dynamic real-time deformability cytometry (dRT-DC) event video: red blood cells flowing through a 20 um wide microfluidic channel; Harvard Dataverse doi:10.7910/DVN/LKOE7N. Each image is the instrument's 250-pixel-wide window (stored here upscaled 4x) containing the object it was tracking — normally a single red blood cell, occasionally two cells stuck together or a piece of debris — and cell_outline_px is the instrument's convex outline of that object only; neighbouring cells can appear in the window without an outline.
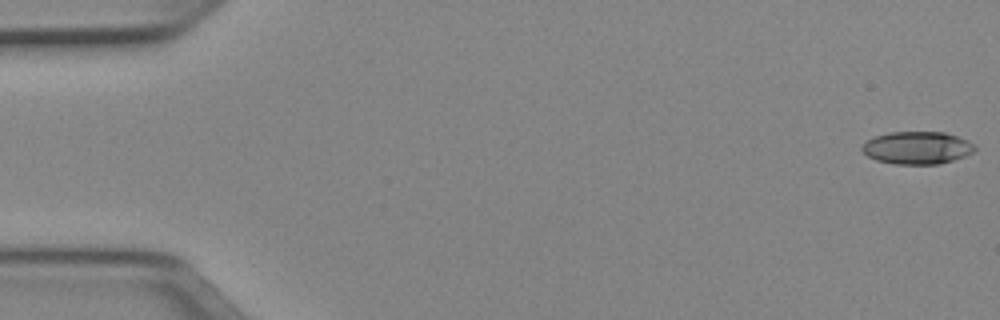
{"species": "Egyptian fruit bat (a non-hibernating species)", "species_latin": "Rousettus aegyptiacus", "temperature_condition": "cold", "stored_images_in_passage": 51, "camera_frame_rate_fps": 3000, "um_per_image_px": 0.085, "animal": {"sex": "female"}, "frame": {"image": 1, "passage_image": 1, "time_ms": 0.0, "image_size_px": [1000, 320], "cell_outline_px": [[976, 148], [972, 152], [964, 156], [940, 164], [896, 164], [876, 160], [868, 156], [860, 148], [868, 140], [876, 136], [888, 132], [944, 132], [968, 140]], "centroid_in_image_um": [77.95, 12.56], "position_along_channel_um": 7.1, "area_um2": 21.21}}
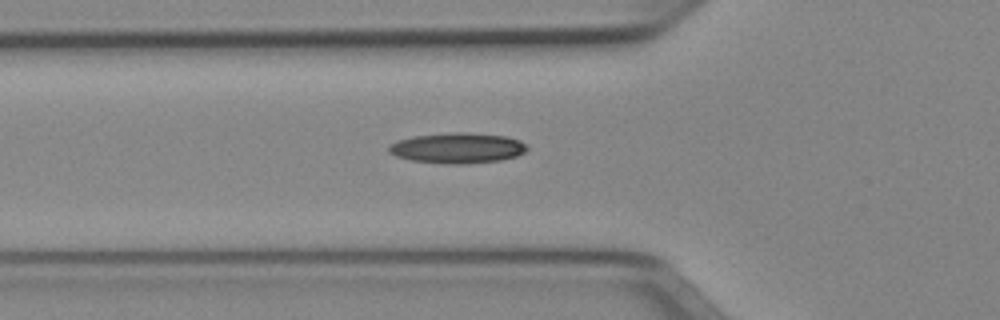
{"frame": {"image": 2, "passage_image": 18, "time_ms": 5.667, "image_size_px": [1000, 320], "cell_outline_px": [[528, 148], [524, 152], [516, 156], [500, 160], [456, 164], [412, 160], [396, 156], [388, 152], [388, 144], [396, 140], [412, 136], [456, 132], [468, 132], [504, 136], [520, 140]], "centroid_in_image_um": [38.84, 12.56], "position_along_channel_um": 87.0, "area_um2": 24.33}}
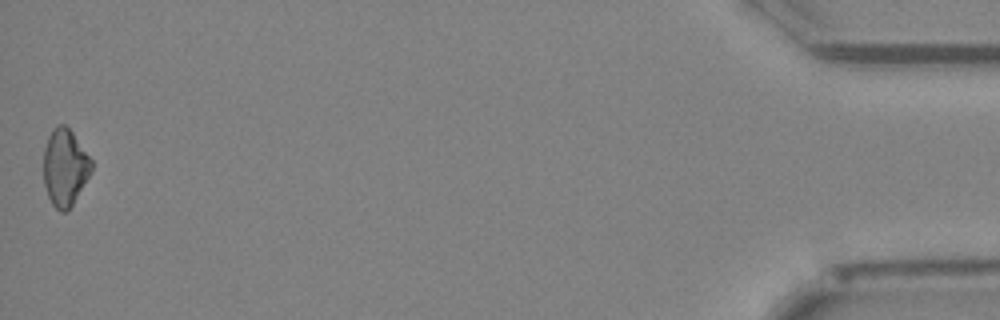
{"frame": {"image": 3, "passage_image": 51, "time_ms": 16.667, "image_size_px": [1000, 320], "cell_outline_px": [[92, 172], [72, 204], [64, 212], [60, 212], [52, 204], [48, 196], [44, 184], [44, 148], [48, 136], [52, 128], [56, 124], [64, 124], [72, 132], [92, 160]], "centroid_in_image_um": [5.51, 14.21], "position_along_channel_um": 429.7, "area_um2": 21.39}}